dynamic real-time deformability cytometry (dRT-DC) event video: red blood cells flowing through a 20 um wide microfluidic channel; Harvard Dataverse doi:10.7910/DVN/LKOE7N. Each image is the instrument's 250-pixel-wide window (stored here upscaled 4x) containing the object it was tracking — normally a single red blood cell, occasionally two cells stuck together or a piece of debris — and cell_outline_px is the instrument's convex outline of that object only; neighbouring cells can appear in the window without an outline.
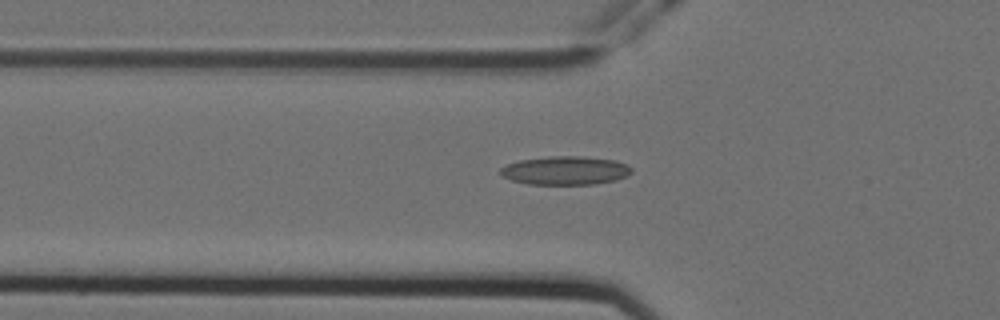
{"species": "Egyptian fruit bat (a non-hibernating species)", "species_latin": "Rousettus aegyptiacus", "temperature_condition": "cold", "stored_images_in_passage": 53, "camera_frame_rate_fps": 3000, "um_per_image_px": 0.085, "animal": {"sex": "female"}, "frame": {"image": 1, "passage_image": 20, "time_ms": 6.333, "image_size_px": [1000, 320], "cell_outline_px": [[632, 172], [616, 180], [596, 184], [528, 184], [512, 180], [500, 176], [500, 168], [508, 164], [520, 160], [548, 156], [580, 156], [616, 160], [628, 164], [632, 168]], "centroid_in_image_um": [48.06, 14.49], "position_along_channel_um": 77.7, "area_um2": 21.91}}
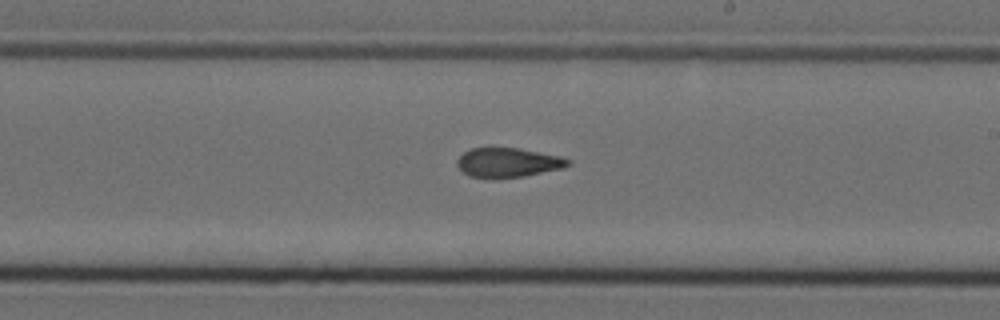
{"frame": {"image": 2, "passage_image": 34, "time_ms": 11.0, "image_size_px": [1000, 320], "cell_outline_px": [[572, 164], [564, 168], [524, 176], [492, 180], [468, 176], [456, 164], [456, 160], [464, 152], [472, 148], [520, 148], [560, 156], [572, 160]], "centroid_in_image_um": [43.19, 13.84], "position_along_channel_um": 245.8, "area_um2": 19.42}}
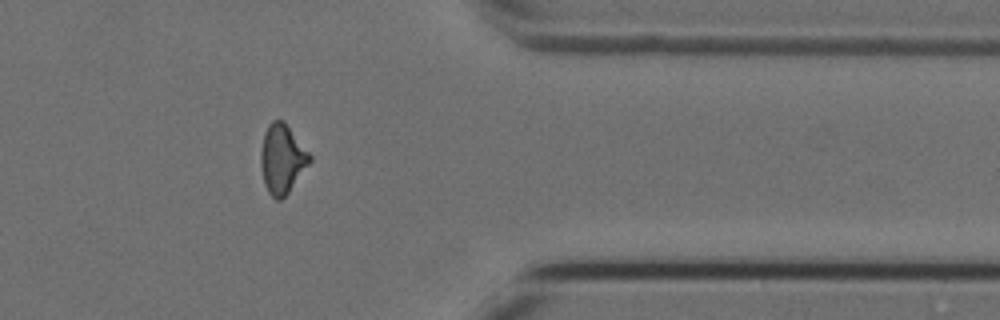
{"frame": {"image": 3, "passage_image": 47, "time_ms": 15.333, "image_size_px": [1000, 320], "cell_outline_px": [[312, 160], [288, 192], [280, 200], [276, 200], [268, 192], [264, 184], [260, 164], [260, 152], [264, 132], [268, 124], [272, 120], [284, 120], [312, 156]], "centroid_in_image_um": [23.97, 13.48], "position_along_channel_um": 387.4, "area_um2": 19.77}}